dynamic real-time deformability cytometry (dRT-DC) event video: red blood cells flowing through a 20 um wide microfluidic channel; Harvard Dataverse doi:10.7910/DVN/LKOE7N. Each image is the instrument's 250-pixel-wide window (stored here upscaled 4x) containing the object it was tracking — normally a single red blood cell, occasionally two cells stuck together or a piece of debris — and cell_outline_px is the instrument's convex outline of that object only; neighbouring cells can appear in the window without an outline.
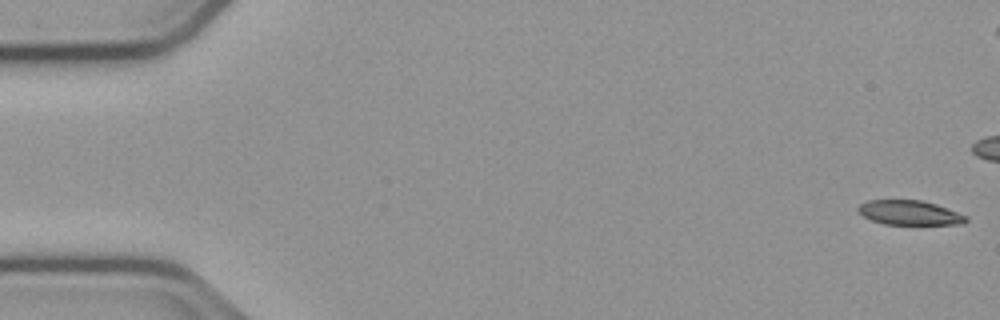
{"species": "common noctule bat (a hibernating species)", "species_latin": "Nyctalus noctula", "temperature_condition": "cold", "stored_images_in_passage": 15, "camera_frame_rate_fps": 3000, "um_per_image_px": 0.085, "animal": {"sex": "male", "body_mass_g": 23.1, "forearm_length_mm": 52.7}, "frame": {"image": 1, "passage_image": 1, "time_ms": 0.0, "image_size_px": [1000, 320], "cell_outline_px": [[968, 220], [964, 224], [884, 224], [872, 220], [864, 216], [856, 208], [860, 204], [868, 200], [920, 200], [936, 204], [968, 216]], "centroid_in_image_um": [77.33, 18.08], "position_along_channel_um": 7.7, "area_um2": 15.32}}